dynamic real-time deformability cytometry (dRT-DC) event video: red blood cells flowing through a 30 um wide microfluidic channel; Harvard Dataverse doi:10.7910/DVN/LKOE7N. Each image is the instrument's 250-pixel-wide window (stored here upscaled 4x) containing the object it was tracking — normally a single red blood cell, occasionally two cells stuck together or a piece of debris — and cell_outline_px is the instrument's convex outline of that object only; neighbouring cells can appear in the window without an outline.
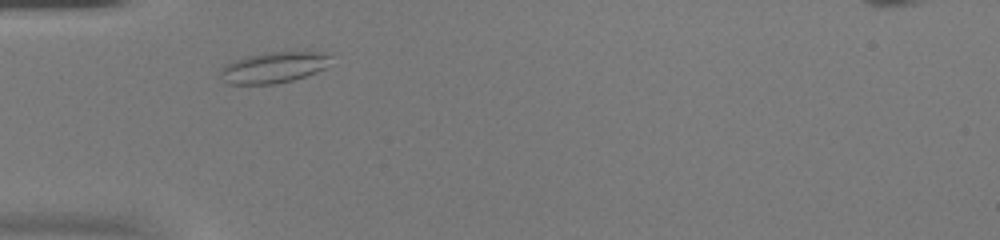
{"species": "common noctule bat (a hibernating species)", "species_latin": "Nyctalus noctula", "temperature_condition": "warm", "stored_images_in_passage": 33, "camera_frame_rate_fps": 3000, "um_per_image_px": 0.085, "animal": {"sex": "female", "body_mass_g": 20.0, "forearm_length_mm": 54.0}, "frame": {"image": 1, "passage_image": 4, "time_ms": 1.0, "image_size_px": [1000, 240], "cell_outline_px": [[332, 56], [324, 68], [316, 72], [292, 80], [276, 84], [228, 84], [220, 80], [220, 68], [224, 64], [248, 56], [264, 52], [328, 52]], "centroid_in_image_um": [23.21, 5.74], "position_along_channel_um": 61.8, "area_um2": 20.0}}
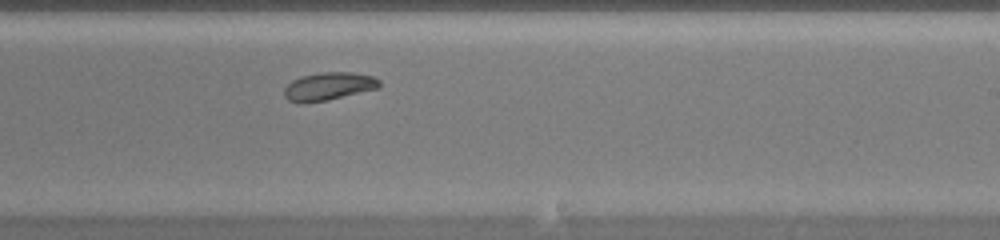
{"frame": {"image": 2, "passage_image": 20, "time_ms": 6.333, "image_size_px": [1000, 240], "cell_outline_px": [[380, 88], [324, 100], [304, 104], [288, 100], [284, 96], [284, 88], [292, 80], [304, 76], [320, 72], [352, 72], [372, 76], [380, 80]], "centroid_in_image_um": [27.93, 7.33], "position_along_channel_um": 261.1, "area_um2": 15.37}}
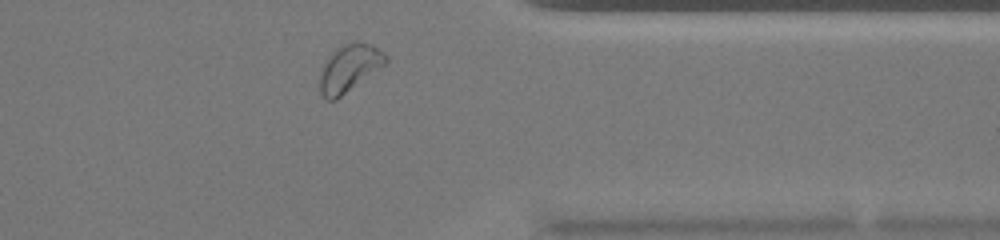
{"frame": {"image": 3, "passage_image": 30, "time_ms": 9.667, "image_size_px": [1000, 240], "cell_outline_px": [[388, 60], [384, 64], [336, 100], [328, 100], [320, 92], [320, 76], [324, 64], [332, 52], [340, 44], [356, 40], [372, 44], [384, 52], [388, 56]], "centroid_in_image_um": [29.7, 5.74], "position_along_channel_um": 381.7, "area_um2": 17.98}, "authors_computed_cell_mechanics": {"area_um2": 15.9528, "velocity_mm_per_s": 3.828, "shape_relaxation_time_tau1_ms": 3.4761, "shape_relaxation_time_tau2_ms": null, "deformation_change_tau1": 0.0939, "deformation_change_tau2": null}}